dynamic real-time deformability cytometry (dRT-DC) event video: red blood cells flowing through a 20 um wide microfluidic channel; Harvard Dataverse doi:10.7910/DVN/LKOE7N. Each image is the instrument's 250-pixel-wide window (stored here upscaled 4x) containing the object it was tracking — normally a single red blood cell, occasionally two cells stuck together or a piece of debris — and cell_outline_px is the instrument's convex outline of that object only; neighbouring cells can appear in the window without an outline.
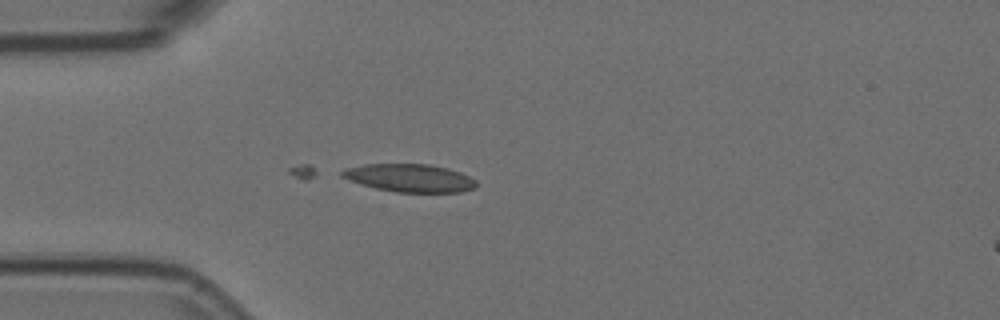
{"species": "Egyptian fruit bat (a non-hibernating species)", "species_latin": "Rousettus aegyptiacus", "temperature_condition": "room temperature", "stored_images_in_passage": 5, "camera_frame_rate_fps": 3000, "um_per_image_px": 0.085, "animal": {"sex": "female"}, "frame": {"image": 1, "passage_image": 4, "time_ms": 1.0, "image_size_px": [1000, 320], "cell_outline_px": [[476, 188], [460, 192], [396, 192], [376, 188], [360, 184], [340, 176], [340, 172], [344, 168], [364, 164], [428, 164], [448, 168], [460, 172], [476, 180]], "centroid_in_image_um": [34.81, 15.12], "position_along_channel_um": 50.2, "area_um2": 21.91}}